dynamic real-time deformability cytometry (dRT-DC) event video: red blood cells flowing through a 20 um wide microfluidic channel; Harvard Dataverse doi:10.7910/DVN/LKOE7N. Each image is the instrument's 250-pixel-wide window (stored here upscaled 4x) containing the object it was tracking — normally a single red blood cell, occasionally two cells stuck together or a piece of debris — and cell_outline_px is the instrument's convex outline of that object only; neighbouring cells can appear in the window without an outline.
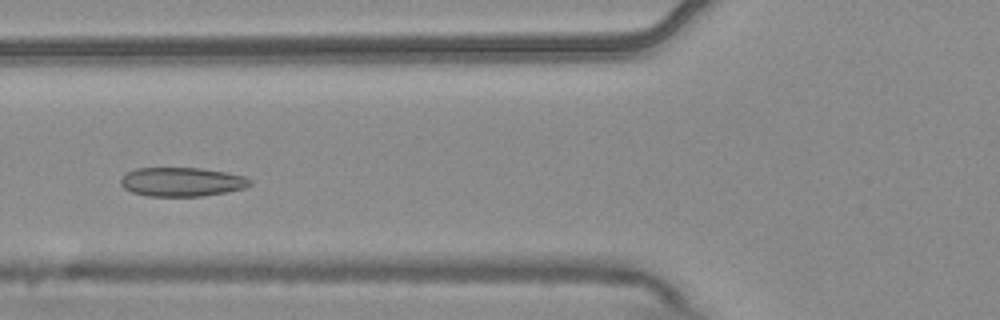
{"species": "common noctule bat (a hibernating species)", "species_latin": "Nyctalus noctula", "temperature_condition": "warm", "stored_images_in_passage": 8, "camera_frame_rate_fps": 3000, "um_per_image_px": 0.085, "animal": {"sex": "male", "body_mass_g": 20.4}, "frame": {"image": 1, "passage_image": 6, "time_ms": 1.667, "image_size_px": [1000, 320], "cell_outline_px": [[252, 184], [244, 188], [228, 192], [200, 196], [148, 196], [132, 192], [124, 188], [120, 184], [120, 180], [128, 172], [136, 168], [200, 168], [224, 172], [244, 176], [252, 180]], "centroid_in_image_um": [15.47, 15.46], "position_along_channel_um": 110.3, "area_um2": 21.79}}
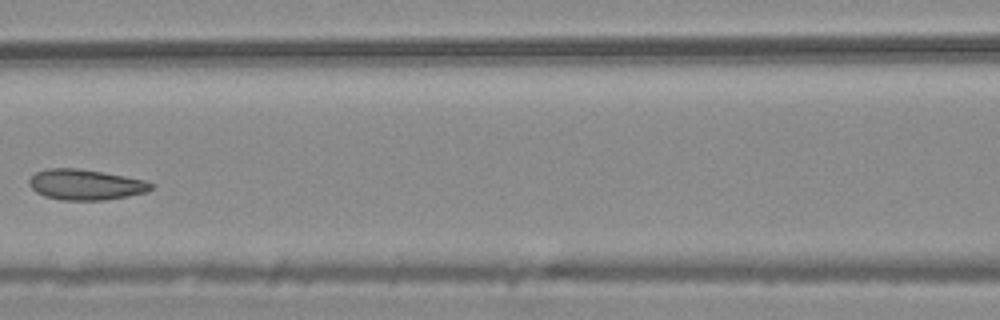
{"frame": {"image": 2, "passage_image": 7, "time_ms": 2.0, "image_size_px": [1000, 320], "cell_outline_px": [[156, 184], [148, 192], [128, 196], [104, 200], [60, 200], [44, 196], [36, 192], [28, 184], [28, 180], [36, 172], [48, 168], [76, 168], [124, 176], [144, 180]], "centroid_in_image_um": [7.27, 15.7], "position_along_channel_um": 159.3, "area_um2": 21.73}}
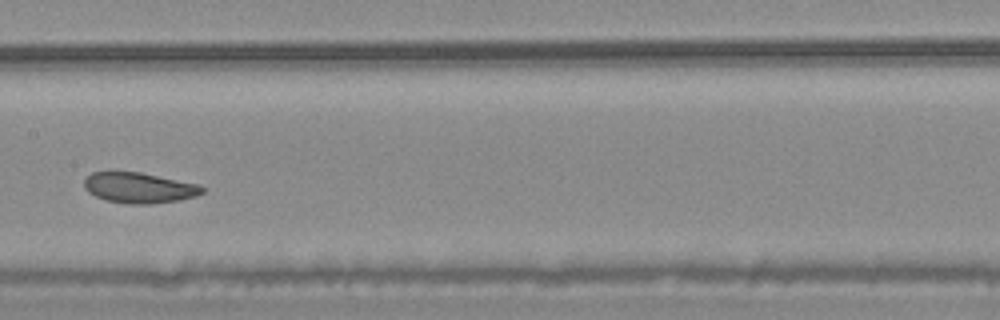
{"frame": {"image": 3, "passage_image": 8, "time_ms": 2.333, "image_size_px": [1000, 320], "cell_outline_px": [[204, 192], [196, 196], [180, 200], [152, 204], [128, 204], [104, 200], [88, 192], [84, 188], [84, 180], [92, 172], [108, 168], [140, 172], [200, 184], [204, 188]], "centroid_in_image_um": [11.78, 15.92], "position_along_channel_um": 195.6, "area_um2": 21.85}}